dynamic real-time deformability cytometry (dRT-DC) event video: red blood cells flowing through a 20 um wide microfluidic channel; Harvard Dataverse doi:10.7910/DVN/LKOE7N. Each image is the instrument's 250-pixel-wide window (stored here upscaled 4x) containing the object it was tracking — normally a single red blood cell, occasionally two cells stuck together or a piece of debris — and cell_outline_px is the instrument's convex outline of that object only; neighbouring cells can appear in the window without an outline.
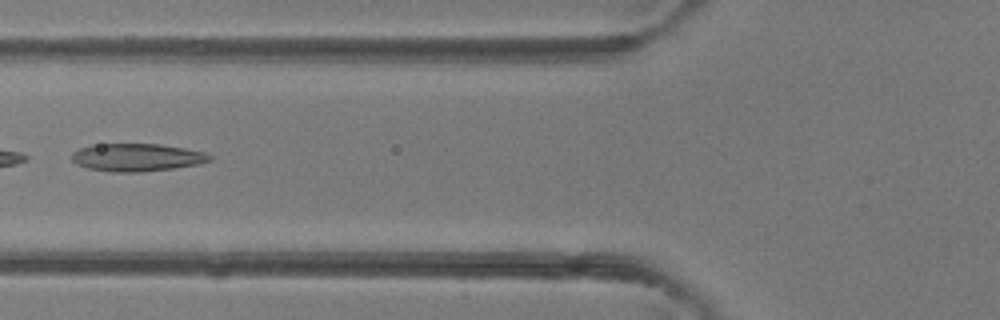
{"species": "common noctule bat (a hibernating species)", "species_latin": "Nyctalus noctula", "temperature_condition": "room temperature", "stored_images_in_passage": 5, "camera_frame_rate_fps": 3000, "um_per_image_px": 0.085, "animal": {"sex": "female"}, "frame": {"image": 1, "passage_image": 5, "time_ms": 4.667, "image_size_px": [1000, 320], "cell_outline_px": [[212, 160], [200, 164], [176, 168], [140, 172], [108, 172], [88, 168], [76, 164], [72, 160], [72, 152], [80, 148], [92, 144], [160, 144], [184, 148], [204, 152], [212, 156]], "centroid_in_image_um": [11.64, 13.38], "position_along_channel_um": 114.2, "area_um2": 22.48}}